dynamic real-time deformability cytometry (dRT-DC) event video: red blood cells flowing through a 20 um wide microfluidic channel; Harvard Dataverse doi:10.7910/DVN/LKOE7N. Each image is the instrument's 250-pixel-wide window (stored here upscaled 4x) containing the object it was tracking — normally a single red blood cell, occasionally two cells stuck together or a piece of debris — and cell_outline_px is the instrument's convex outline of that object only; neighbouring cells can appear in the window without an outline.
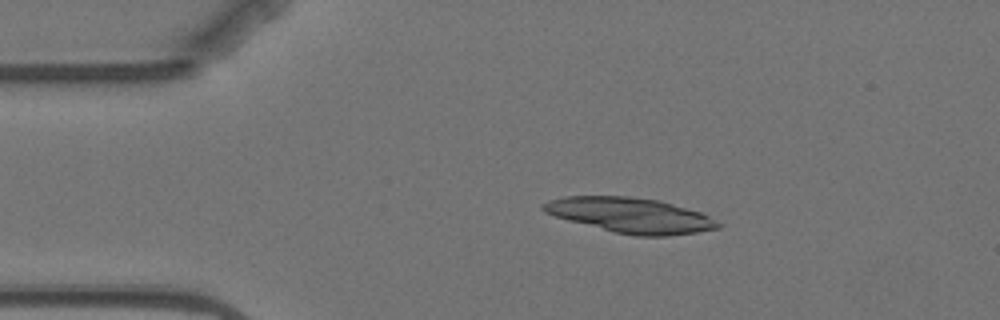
{"species": "Egyptian fruit bat (a non-hibernating species)", "species_latin": "Rousettus aegyptiacus", "temperature_condition": "warm", "stored_images_in_passage": 3, "camera_frame_rate_fps": 3000, "um_per_image_px": 0.085, "animal": {"sex": "female"}, "frame": {"image": 1, "passage_image": 2, "time_ms": 1.333, "image_size_px": [1000, 320], "cell_outline_px": [[724, 224], [720, 228], [696, 232], [668, 236], [636, 236], [612, 232], [568, 220], [544, 212], [540, 208], [540, 204], [548, 200], [564, 196], [628, 196], [660, 200], [700, 212]], "centroid_in_image_um": [53.57, 18.3], "position_along_channel_um": 31.4, "area_um2": 35.95}}